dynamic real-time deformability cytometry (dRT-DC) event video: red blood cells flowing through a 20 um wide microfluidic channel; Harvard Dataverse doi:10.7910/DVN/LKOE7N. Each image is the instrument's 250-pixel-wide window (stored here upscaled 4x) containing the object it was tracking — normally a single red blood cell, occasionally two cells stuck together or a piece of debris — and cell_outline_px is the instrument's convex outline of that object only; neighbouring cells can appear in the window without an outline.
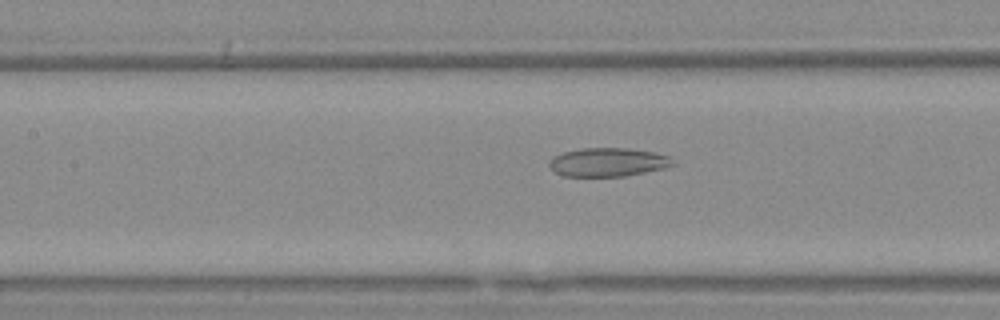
{"species": "Egyptian fruit bat (a non-hibernating species)", "species_latin": "Rousettus aegyptiacus", "temperature_condition": "warm", "stored_images_in_passage": 43, "camera_frame_rate_fps": 3000, "um_per_image_px": 0.085, "animal": {"sex": "female"}, "frame": {"image": 1, "passage_image": 13, "time_ms": 4.0, "image_size_px": [1000, 320], "cell_outline_px": [[676, 164], [664, 168], [624, 176], [564, 176], [556, 172], [548, 164], [548, 160], [552, 156], [564, 152], [580, 148], [628, 148], [656, 152], [668, 156], [676, 160]], "centroid_in_image_um": [51.69, 13.77], "position_along_channel_um": 155.7, "area_um2": 20.75}}
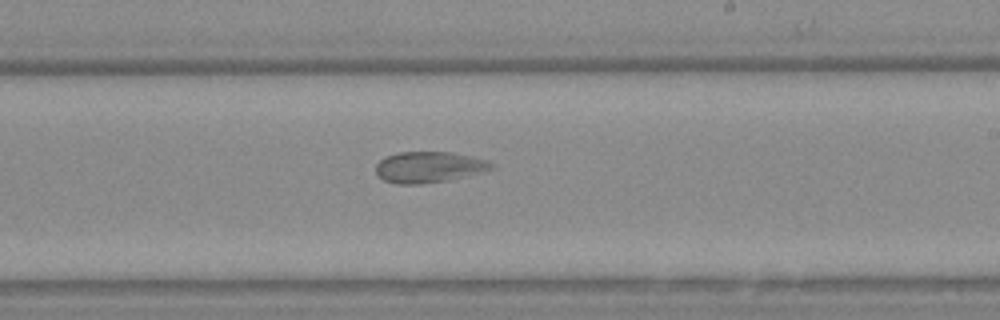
{"frame": {"image": 2, "passage_image": 21, "time_ms": 6.667, "image_size_px": [1000, 320], "cell_outline_px": [[496, 168], [484, 172], [448, 180], [420, 184], [396, 184], [384, 180], [376, 172], [376, 164], [384, 156], [400, 152], [452, 152], [472, 156], [488, 160], [496, 164]], "centroid_in_image_um": [36.51, 14.2], "position_along_channel_um": 252.5, "area_um2": 21.15}}
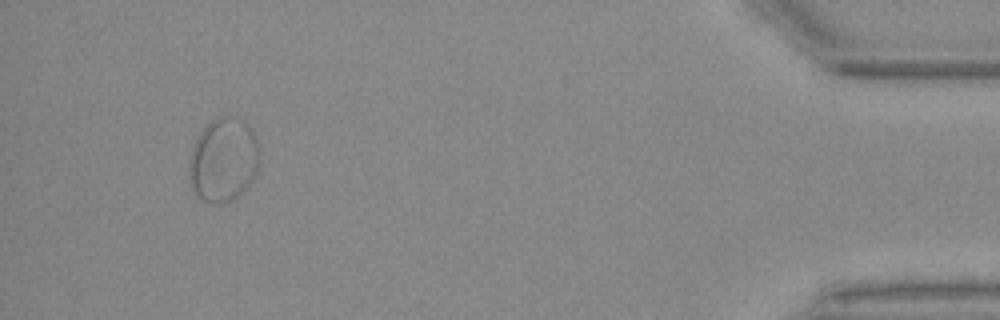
{"frame": {"image": 3, "passage_image": 40, "time_ms": 13.0, "image_size_px": [1000, 320], "cell_outline_px": [[260, 148], [256, 172], [248, 188], [236, 196], [228, 200], [216, 204], [204, 200], [196, 196], [192, 188], [188, 164], [188, 160], [192, 148], [200, 132], [216, 116], [236, 116], [244, 120], [248, 124]], "centroid_in_image_um": [18.99, 13.56], "position_along_channel_um": 416.2, "area_um2": 34.45}}